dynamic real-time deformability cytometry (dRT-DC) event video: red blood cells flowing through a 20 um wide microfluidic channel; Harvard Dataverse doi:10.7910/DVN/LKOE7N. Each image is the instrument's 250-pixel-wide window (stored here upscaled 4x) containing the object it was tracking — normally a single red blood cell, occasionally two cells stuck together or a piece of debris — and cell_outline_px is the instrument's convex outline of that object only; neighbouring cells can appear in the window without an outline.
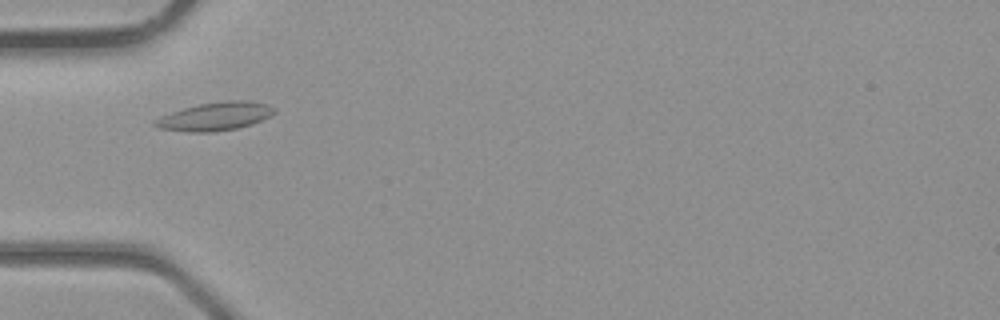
{"species": "common noctule bat (a hibernating species)", "species_latin": "Nyctalus noctula", "temperature_condition": "room temperature", "stored_images_in_passage": 29, "camera_frame_rate_fps": 3000, "um_per_image_px": 0.085, "animal": {"sex": "male", "body_mass_g": 23.1, "forearm_length_mm": 52.7}, "frame": {"image": 1, "passage_image": 3, "time_ms": 0.667, "image_size_px": [1000, 320], "cell_outline_px": [[276, 112], [252, 124], [236, 128], [212, 132], [188, 132], [160, 128], [152, 124], [152, 120], [160, 116], [184, 108], [200, 104], [224, 100], [248, 100], [268, 104], [276, 108]], "centroid_in_image_um": [18.28, 9.88], "position_along_channel_um": 66.7, "area_um2": 19.65}}
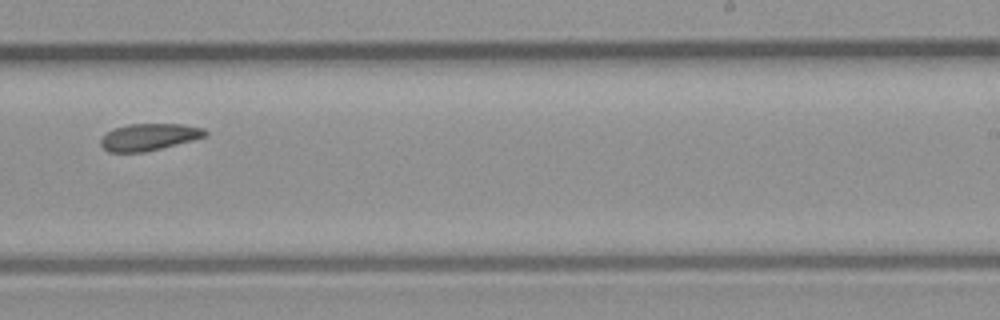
{"frame": {"image": 2, "passage_image": 15, "time_ms": 4.667, "image_size_px": [1000, 320], "cell_outline_px": [[208, 136], [144, 152], [108, 152], [100, 144], [100, 140], [112, 128], [128, 124], [184, 124], [204, 128], [208, 132]], "centroid_in_image_um": [12.68, 11.63], "position_along_channel_um": 276.3, "area_um2": 16.36}}
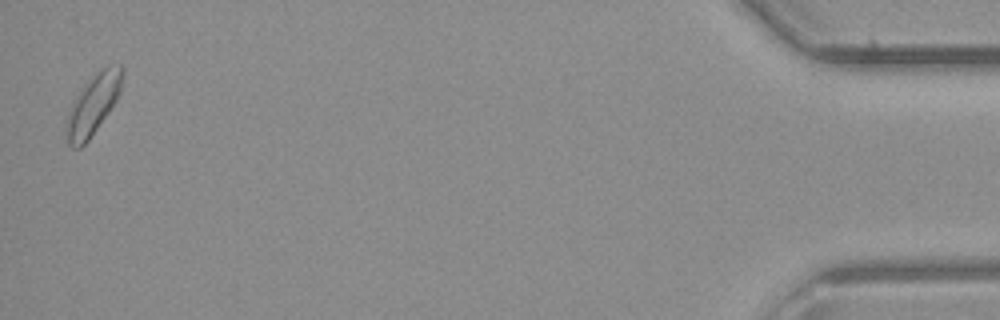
{"frame": {"image": 3, "passage_image": 29, "time_ms": 9.333, "image_size_px": [1000, 320], "cell_outline_px": [[124, 72], [120, 92], [116, 100], [108, 112], [88, 140], [80, 148], [72, 148], [68, 144], [64, 128], [68, 112], [76, 96], [84, 84], [96, 72], [104, 68], [120, 64], [124, 68]], "centroid_in_image_um": [7.89, 8.9], "position_along_channel_um": 427.3, "area_um2": 19.48}}